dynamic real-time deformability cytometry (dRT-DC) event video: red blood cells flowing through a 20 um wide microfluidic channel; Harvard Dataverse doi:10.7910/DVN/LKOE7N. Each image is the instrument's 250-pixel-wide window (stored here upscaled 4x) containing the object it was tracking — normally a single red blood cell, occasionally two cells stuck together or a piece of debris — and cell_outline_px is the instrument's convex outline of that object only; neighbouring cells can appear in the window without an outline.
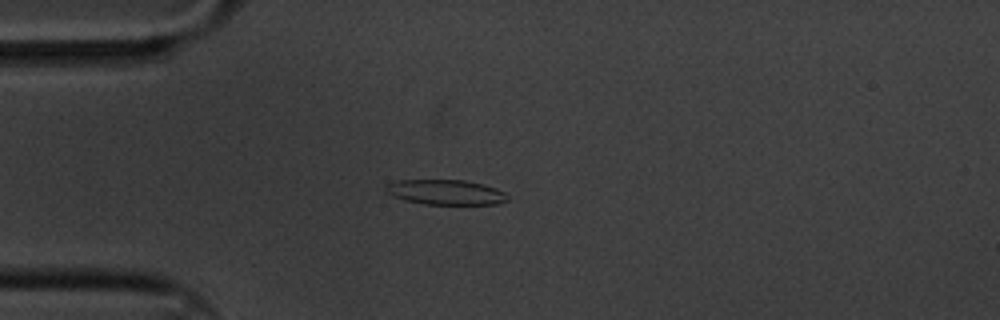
{"species": "common noctule bat (a hibernating species)", "species_latin": "Nyctalus noctula", "temperature_condition": "cold", "stored_images_in_passage": 4, "camera_frame_rate_fps": 3000, "um_per_image_px": 0.085, "animal": {"sex": "male", "body_mass_g": 20.1, "forearm_length_mm": 53.5}, "frame": {"image": 1, "passage_image": 4, "time_ms": 1.0, "image_size_px": [1000, 320], "cell_outline_px": [[508, 200], [496, 204], [424, 204], [404, 200], [392, 196], [384, 188], [388, 184], [400, 180], [464, 180], [496, 188], [504, 192]], "centroid_in_image_um": [37.86, 16.34], "position_along_channel_um": 47.1, "area_um2": 17.51}}